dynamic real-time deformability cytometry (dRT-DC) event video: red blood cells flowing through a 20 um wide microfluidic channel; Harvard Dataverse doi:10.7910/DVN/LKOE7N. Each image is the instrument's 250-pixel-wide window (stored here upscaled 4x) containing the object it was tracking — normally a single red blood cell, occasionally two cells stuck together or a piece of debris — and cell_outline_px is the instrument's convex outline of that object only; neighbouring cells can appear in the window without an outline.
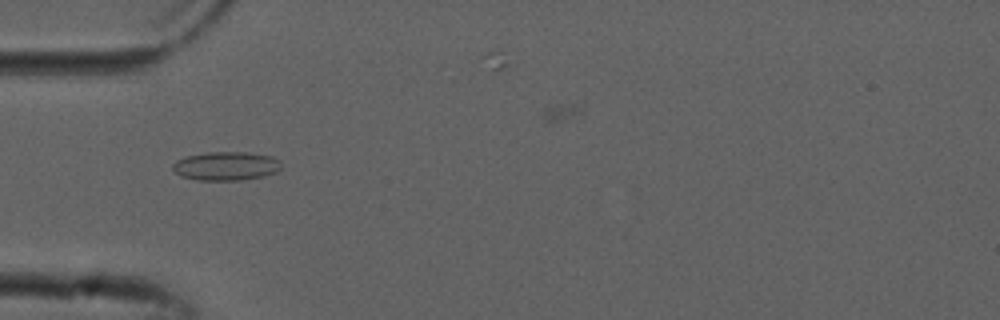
{"species": "common noctule bat (a hibernating species)", "species_latin": "Nyctalus noctula", "temperature_condition": "cold", "stored_images_in_passage": 53, "camera_frame_rate_fps": 3000, "um_per_image_px": 0.085, "animal": {"sex": "male", "forearm_length_mm": 52.5}, "frame": {"image": 1, "passage_image": 16, "time_ms": 5.0, "image_size_px": [1000, 320], "cell_outline_px": [[280, 168], [276, 172], [264, 176], [240, 180], [200, 180], [180, 176], [172, 168], [172, 164], [176, 160], [188, 156], [208, 152], [248, 152], [272, 156], [280, 160]], "centroid_in_image_um": [19.22, 14.11], "position_along_channel_um": 65.8, "area_um2": 18.15}}
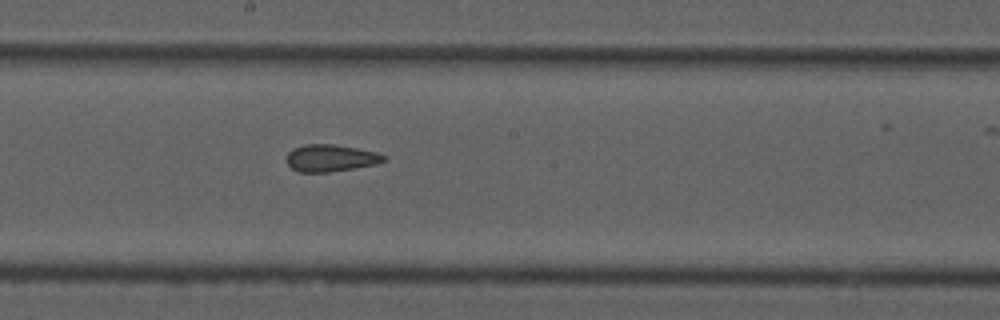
{"frame": {"image": 2, "passage_image": 28, "time_ms": 9.0, "image_size_px": [1000, 320], "cell_outline_px": [[388, 160], [376, 164], [328, 172], [300, 172], [292, 168], [284, 160], [288, 152], [292, 148], [304, 144], [332, 144], [356, 148], [376, 152], [388, 156]], "centroid_in_image_um": [28.09, 13.42], "position_along_channel_um": 220.1, "area_um2": 15.43}}
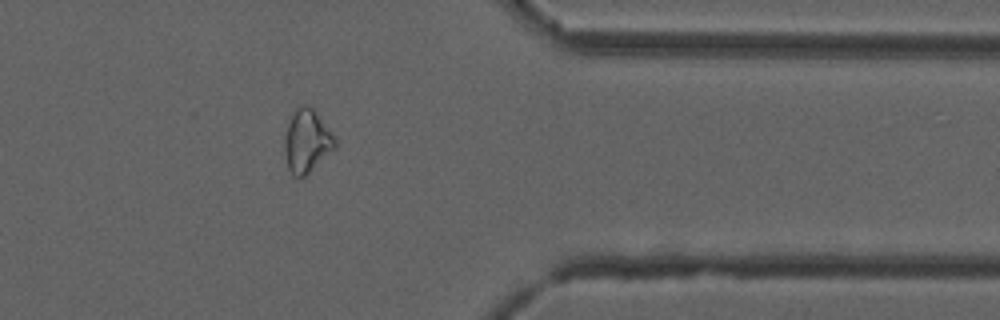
{"frame": {"image": 3, "passage_image": 42, "time_ms": 13.667, "image_size_px": [1000, 320], "cell_outline_px": [[336, 148], [300, 180], [296, 180], [292, 176], [288, 168], [284, 152], [284, 136], [288, 120], [292, 112], [296, 108], [304, 104], [308, 104], [316, 112], [336, 136]], "centroid_in_image_um": [26.07, 12.0], "position_along_channel_um": 385.3, "area_um2": 19.07}, "authors_computed_cell_mechanics": {"area_um2": 17.918, "velocity_mm_per_s": 3.868, "shape_relaxation_time_tau1_ms": null, "shape_relaxation_time_tau2_ms": 2.131, "deformation_change_tau1": null, "deformation_change_tau2": 0.0905}}